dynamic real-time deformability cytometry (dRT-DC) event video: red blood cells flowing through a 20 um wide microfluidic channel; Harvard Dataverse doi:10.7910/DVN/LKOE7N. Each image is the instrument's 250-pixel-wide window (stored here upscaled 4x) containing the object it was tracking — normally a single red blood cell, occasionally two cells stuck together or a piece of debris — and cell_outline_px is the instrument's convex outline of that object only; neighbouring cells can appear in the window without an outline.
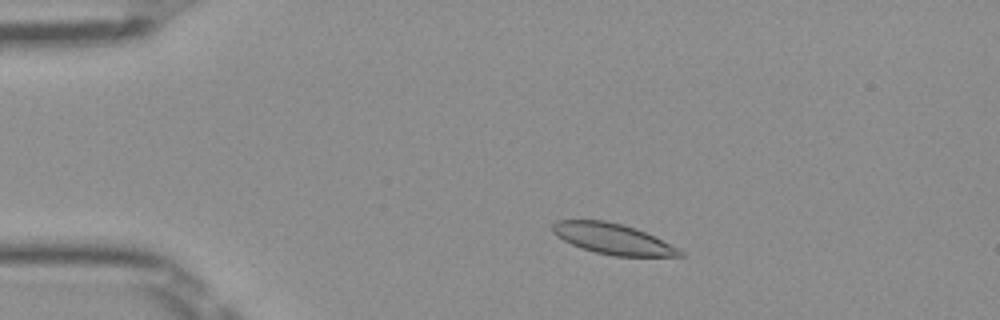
{"species": "Egyptian fruit bat (a non-hibernating species)", "species_latin": "Rousettus aegyptiacus", "temperature_condition": "room temperature", "stored_images_in_passage": 49, "camera_frame_rate_fps": 3000, "um_per_image_px": 0.085, "frame": {"image": 1, "passage_image": 8, "time_ms": 2.333, "image_size_px": [1000, 320], "cell_outline_px": [[684, 256], [612, 256], [580, 248], [556, 236], [552, 232], [552, 224], [556, 220], [604, 220], [624, 224], [636, 228], [684, 252]], "centroid_in_image_um": [52.02, 20.29], "position_along_channel_um": 33.0, "area_um2": 22.54}}
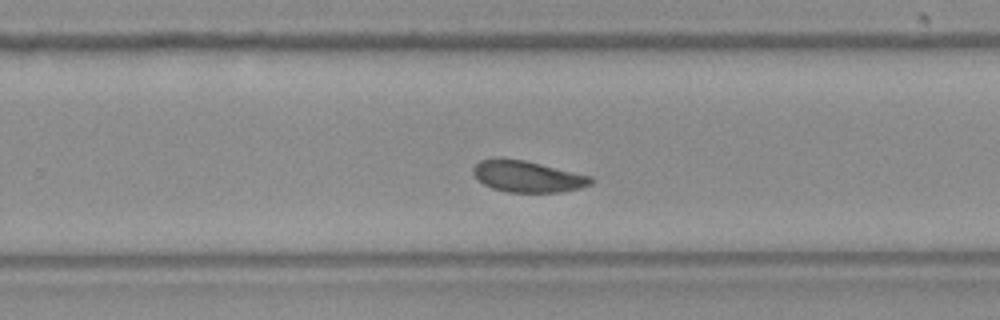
{"frame": {"image": 2, "passage_image": 31, "time_ms": 10.0, "image_size_px": [1000, 320], "cell_outline_px": [[592, 184], [580, 188], [560, 192], [508, 192], [492, 188], [476, 180], [472, 172], [472, 168], [480, 160], [496, 156], [524, 160], [592, 176]], "centroid_in_image_um": [44.78, 14.98], "position_along_channel_um": 285.0, "area_um2": 21.79}}
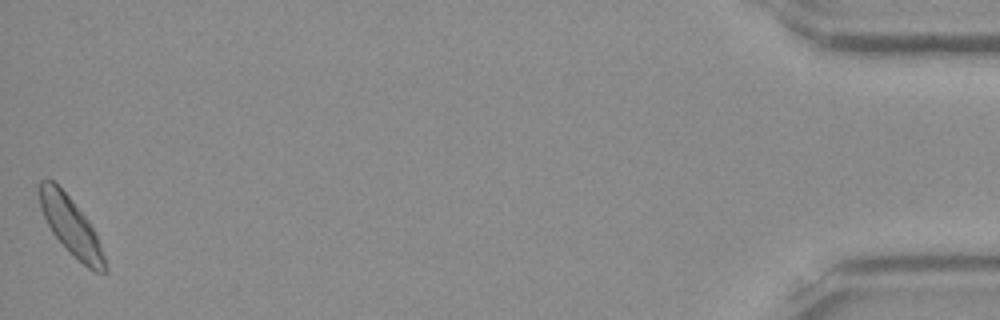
{"frame": {"image": 3, "passage_image": 49, "time_ms": 16.0, "image_size_px": [1000, 320], "cell_outline_px": [[104, 272], [96, 272], [88, 268], [52, 232], [40, 208], [40, 180], [52, 180], [72, 200], [88, 220], [96, 236], [104, 256]], "centroid_in_image_um": [6.0, 19.18], "position_along_channel_um": 429.2, "area_um2": 20.69}, "authors_computed_cell_mechanics": {"area_um2": 22.0796, "velocity_mm_per_s": 3.9438, "shape_relaxation_time_tau1_ms": 3.6431, "shape_relaxation_time_tau2_ms": 2.984, "deformation_change_tau1": 0.1015, "deformation_change_tau2": 0.0744}}